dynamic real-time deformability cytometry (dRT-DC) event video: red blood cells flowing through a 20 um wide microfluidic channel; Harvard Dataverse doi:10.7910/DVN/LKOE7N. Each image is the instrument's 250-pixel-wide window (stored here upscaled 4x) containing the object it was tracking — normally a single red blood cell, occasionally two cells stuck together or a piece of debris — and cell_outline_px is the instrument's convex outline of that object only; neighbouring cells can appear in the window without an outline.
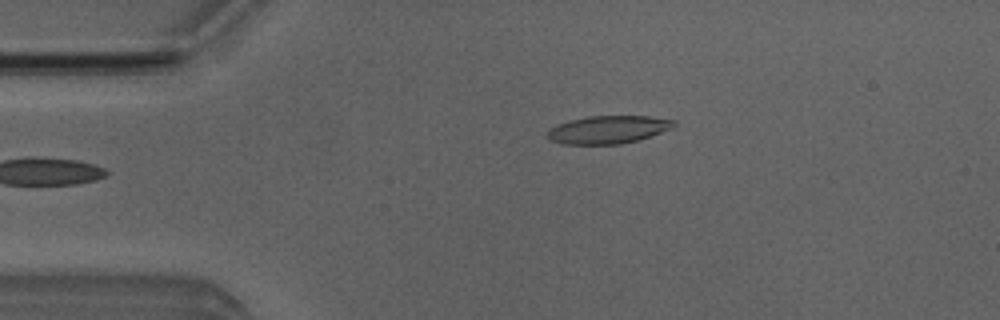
{"species": "Egyptian fruit bat (a non-hibernating species)", "species_latin": "Rousettus aegyptiacus", "temperature_condition": "room temperature", "stored_images_in_passage": 4, "camera_frame_rate_fps": 3000, "um_per_image_px": 0.085, "animal": {"sex": "male"}, "frame": {"image": 1, "passage_image": 4, "time_ms": 3.667, "image_size_px": [1000, 320], "cell_outline_px": [[676, 124], [672, 128], [636, 140], [620, 144], [564, 144], [552, 140], [548, 136], [548, 128], [556, 124], [568, 120], [588, 116], [648, 116], [676, 120]], "centroid_in_image_um": [51.67, 11.0], "position_along_channel_um": 33.3, "area_um2": 20.4}}